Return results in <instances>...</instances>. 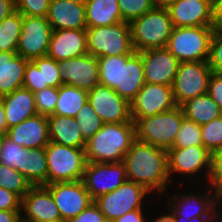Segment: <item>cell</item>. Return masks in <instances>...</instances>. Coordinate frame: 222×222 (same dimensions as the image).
Here are the masks:
<instances>
[{"mask_svg":"<svg viewBox=\"0 0 222 222\" xmlns=\"http://www.w3.org/2000/svg\"><path fill=\"white\" fill-rule=\"evenodd\" d=\"M127 180L144 186L153 195L166 194L171 179L168 152L135 139L122 161Z\"/></svg>","mask_w":222,"mask_h":222,"instance_id":"1","label":"cell"},{"mask_svg":"<svg viewBox=\"0 0 222 222\" xmlns=\"http://www.w3.org/2000/svg\"><path fill=\"white\" fill-rule=\"evenodd\" d=\"M100 84L115 90L129 103L145 85L142 56H102L98 58Z\"/></svg>","mask_w":222,"mask_h":222,"instance_id":"2","label":"cell"},{"mask_svg":"<svg viewBox=\"0 0 222 222\" xmlns=\"http://www.w3.org/2000/svg\"><path fill=\"white\" fill-rule=\"evenodd\" d=\"M135 139L134 122L104 123L86 142L87 162H122Z\"/></svg>","mask_w":222,"mask_h":222,"instance_id":"3","label":"cell"},{"mask_svg":"<svg viewBox=\"0 0 222 222\" xmlns=\"http://www.w3.org/2000/svg\"><path fill=\"white\" fill-rule=\"evenodd\" d=\"M172 29L173 24L167 8L154 7L130 22L134 51L166 47Z\"/></svg>","mask_w":222,"mask_h":222,"instance_id":"4","label":"cell"},{"mask_svg":"<svg viewBox=\"0 0 222 222\" xmlns=\"http://www.w3.org/2000/svg\"><path fill=\"white\" fill-rule=\"evenodd\" d=\"M184 113L181 106L145 118H131L135 123L136 139L154 147L169 150L173 148L175 137Z\"/></svg>","mask_w":222,"mask_h":222,"instance_id":"5","label":"cell"},{"mask_svg":"<svg viewBox=\"0 0 222 222\" xmlns=\"http://www.w3.org/2000/svg\"><path fill=\"white\" fill-rule=\"evenodd\" d=\"M86 42L88 54L97 58L135 53L130 23L125 21L109 26L87 27Z\"/></svg>","mask_w":222,"mask_h":222,"instance_id":"6","label":"cell"},{"mask_svg":"<svg viewBox=\"0 0 222 222\" xmlns=\"http://www.w3.org/2000/svg\"><path fill=\"white\" fill-rule=\"evenodd\" d=\"M215 26L173 27L166 48L180 62L208 61Z\"/></svg>","mask_w":222,"mask_h":222,"instance_id":"7","label":"cell"},{"mask_svg":"<svg viewBox=\"0 0 222 222\" xmlns=\"http://www.w3.org/2000/svg\"><path fill=\"white\" fill-rule=\"evenodd\" d=\"M47 184L82 180L87 165L85 148L49 142L45 147Z\"/></svg>","mask_w":222,"mask_h":222,"instance_id":"8","label":"cell"},{"mask_svg":"<svg viewBox=\"0 0 222 222\" xmlns=\"http://www.w3.org/2000/svg\"><path fill=\"white\" fill-rule=\"evenodd\" d=\"M203 193L177 192L175 195H168L166 207L168 214L172 219H191L198 216H222V198L213 190V188L205 184L203 185ZM206 188V189H205ZM182 195H181V194ZM212 194V195H211Z\"/></svg>","mask_w":222,"mask_h":222,"instance_id":"9","label":"cell"},{"mask_svg":"<svg viewBox=\"0 0 222 222\" xmlns=\"http://www.w3.org/2000/svg\"><path fill=\"white\" fill-rule=\"evenodd\" d=\"M148 194L152 195L144 186L126 180L116 190L94 199V203L109 222L128 212L144 209Z\"/></svg>","mask_w":222,"mask_h":222,"instance_id":"10","label":"cell"},{"mask_svg":"<svg viewBox=\"0 0 222 222\" xmlns=\"http://www.w3.org/2000/svg\"><path fill=\"white\" fill-rule=\"evenodd\" d=\"M167 152L169 175L172 183L174 181L173 176L177 174L184 179L186 176L188 179L195 178L194 180H196V177H199V181H201L200 178H203L202 181H204V183H200V185L207 184L211 171V153L203 145L186 148H170Z\"/></svg>","mask_w":222,"mask_h":222,"instance_id":"11","label":"cell"},{"mask_svg":"<svg viewBox=\"0 0 222 222\" xmlns=\"http://www.w3.org/2000/svg\"><path fill=\"white\" fill-rule=\"evenodd\" d=\"M212 73L208 61L180 62L172 85L176 104L207 93Z\"/></svg>","mask_w":222,"mask_h":222,"instance_id":"12","label":"cell"},{"mask_svg":"<svg viewBox=\"0 0 222 222\" xmlns=\"http://www.w3.org/2000/svg\"><path fill=\"white\" fill-rule=\"evenodd\" d=\"M52 31L46 17L22 15V31L16 53L28 61L46 56Z\"/></svg>","mask_w":222,"mask_h":222,"instance_id":"13","label":"cell"},{"mask_svg":"<svg viewBox=\"0 0 222 222\" xmlns=\"http://www.w3.org/2000/svg\"><path fill=\"white\" fill-rule=\"evenodd\" d=\"M126 180L127 176L123 162H87L82 178V182L93 200L116 190Z\"/></svg>","mask_w":222,"mask_h":222,"instance_id":"14","label":"cell"},{"mask_svg":"<svg viewBox=\"0 0 222 222\" xmlns=\"http://www.w3.org/2000/svg\"><path fill=\"white\" fill-rule=\"evenodd\" d=\"M45 187L51 192L63 222L78 216L94 202L82 180L55 182Z\"/></svg>","mask_w":222,"mask_h":222,"instance_id":"15","label":"cell"},{"mask_svg":"<svg viewBox=\"0 0 222 222\" xmlns=\"http://www.w3.org/2000/svg\"><path fill=\"white\" fill-rule=\"evenodd\" d=\"M178 106L172 86L145 83L136 97L130 102L131 118H145Z\"/></svg>","mask_w":222,"mask_h":222,"instance_id":"16","label":"cell"},{"mask_svg":"<svg viewBox=\"0 0 222 222\" xmlns=\"http://www.w3.org/2000/svg\"><path fill=\"white\" fill-rule=\"evenodd\" d=\"M88 101L103 123L133 122L130 103L108 86H94L88 92Z\"/></svg>","mask_w":222,"mask_h":222,"instance_id":"17","label":"cell"},{"mask_svg":"<svg viewBox=\"0 0 222 222\" xmlns=\"http://www.w3.org/2000/svg\"><path fill=\"white\" fill-rule=\"evenodd\" d=\"M60 79L63 84L89 92L100 84L98 58L90 54L59 62Z\"/></svg>","mask_w":222,"mask_h":222,"instance_id":"18","label":"cell"},{"mask_svg":"<svg viewBox=\"0 0 222 222\" xmlns=\"http://www.w3.org/2000/svg\"><path fill=\"white\" fill-rule=\"evenodd\" d=\"M21 221L63 222L53 196L45 186H32L21 199Z\"/></svg>","mask_w":222,"mask_h":222,"instance_id":"19","label":"cell"},{"mask_svg":"<svg viewBox=\"0 0 222 222\" xmlns=\"http://www.w3.org/2000/svg\"><path fill=\"white\" fill-rule=\"evenodd\" d=\"M139 53L142 56L145 83L173 85L180 61L166 47Z\"/></svg>","mask_w":222,"mask_h":222,"instance_id":"20","label":"cell"},{"mask_svg":"<svg viewBox=\"0 0 222 222\" xmlns=\"http://www.w3.org/2000/svg\"><path fill=\"white\" fill-rule=\"evenodd\" d=\"M167 10L173 27L215 26L213 7L207 0H176Z\"/></svg>","mask_w":222,"mask_h":222,"instance_id":"21","label":"cell"},{"mask_svg":"<svg viewBox=\"0 0 222 222\" xmlns=\"http://www.w3.org/2000/svg\"><path fill=\"white\" fill-rule=\"evenodd\" d=\"M6 136L28 149L46 147L50 142L47 116L36 114L29 117L9 127Z\"/></svg>","mask_w":222,"mask_h":222,"instance_id":"22","label":"cell"},{"mask_svg":"<svg viewBox=\"0 0 222 222\" xmlns=\"http://www.w3.org/2000/svg\"><path fill=\"white\" fill-rule=\"evenodd\" d=\"M87 53L86 29L52 31L47 56L60 62Z\"/></svg>","mask_w":222,"mask_h":222,"instance_id":"23","label":"cell"},{"mask_svg":"<svg viewBox=\"0 0 222 222\" xmlns=\"http://www.w3.org/2000/svg\"><path fill=\"white\" fill-rule=\"evenodd\" d=\"M46 18L52 30L87 28L84 4L66 0H51Z\"/></svg>","mask_w":222,"mask_h":222,"instance_id":"24","label":"cell"},{"mask_svg":"<svg viewBox=\"0 0 222 222\" xmlns=\"http://www.w3.org/2000/svg\"><path fill=\"white\" fill-rule=\"evenodd\" d=\"M1 98L8 128L38 114L35 95L29 89L21 87Z\"/></svg>","mask_w":222,"mask_h":222,"instance_id":"25","label":"cell"},{"mask_svg":"<svg viewBox=\"0 0 222 222\" xmlns=\"http://www.w3.org/2000/svg\"><path fill=\"white\" fill-rule=\"evenodd\" d=\"M28 62L16 52L0 51V98L23 86Z\"/></svg>","mask_w":222,"mask_h":222,"instance_id":"26","label":"cell"},{"mask_svg":"<svg viewBox=\"0 0 222 222\" xmlns=\"http://www.w3.org/2000/svg\"><path fill=\"white\" fill-rule=\"evenodd\" d=\"M47 120L50 142L74 148H85L86 141L81 135L76 118L48 115Z\"/></svg>","mask_w":222,"mask_h":222,"instance_id":"27","label":"cell"},{"mask_svg":"<svg viewBox=\"0 0 222 222\" xmlns=\"http://www.w3.org/2000/svg\"><path fill=\"white\" fill-rule=\"evenodd\" d=\"M85 10L87 27L109 26L123 21L117 0H88Z\"/></svg>","mask_w":222,"mask_h":222,"instance_id":"28","label":"cell"},{"mask_svg":"<svg viewBox=\"0 0 222 222\" xmlns=\"http://www.w3.org/2000/svg\"><path fill=\"white\" fill-rule=\"evenodd\" d=\"M180 106L183 110L184 117L194 121L200 126L222 115L218 104L208 93L188 99Z\"/></svg>","mask_w":222,"mask_h":222,"instance_id":"29","label":"cell"},{"mask_svg":"<svg viewBox=\"0 0 222 222\" xmlns=\"http://www.w3.org/2000/svg\"><path fill=\"white\" fill-rule=\"evenodd\" d=\"M21 174L32 186L47 185V158L45 147H23Z\"/></svg>","mask_w":222,"mask_h":222,"instance_id":"30","label":"cell"},{"mask_svg":"<svg viewBox=\"0 0 222 222\" xmlns=\"http://www.w3.org/2000/svg\"><path fill=\"white\" fill-rule=\"evenodd\" d=\"M88 101V92L77 87H58V101L51 115L76 117L79 109Z\"/></svg>","mask_w":222,"mask_h":222,"instance_id":"31","label":"cell"},{"mask_svg":"<svg viewBox=\"0 0 222 222\" xmlns=\"http://www.w3.org/2000/svg\"><path fill=\"white\" fill-rule=\"evenodd\" d=\"M22 31V14L18 11L0 23V51L16 52Z\"/></svg>","mask_w":222,"mask_h":222,"instance_id":"32","label":"cell"},{"mask_svg":"<svg viewBox=\"0 0 222 222\" xmlns=\"http://www.w3.org/2000/svg\"><path fill=\"white\" fill-rule=\"evenodd\" d=\"M0 187L14 192L22 199L32 185L18 170L0 163Z\"/></svg>","mask_w":222,"mask_h":222,"instance_id":"33","label":"cell"},{"mask_svg":"<svg viewBox=\"0 0 222 222\" xmlns=\"http://www.w3.org/2000/svg\"><path fill=\"white\" fill-rule=\"evenodd\" d=\"M76 122L83 139L87 142L102 126L103 121L87 101L78 111Z\"/></svg>","mask_w":222,"mask_h":222,"instance_id":"34","label":"cell"},{"mask_svg":"<svg viewBox=\"0 0 222 222\" xmlns=\"http://www.w3.org/2000/svg\"><path fill=\"white\" fill-rule=\"evenodd\" d=\"M41 72L42 87L58 88L63 85L60 79V67L59 62L49 56H42L32 60Z\"/></svg>","mask_w":222,"mask_h":222,"instance_id":"35","label":"cell"},{"mask_svg":"<svg viewBox=\"0 0 222 222\" xmlns=\"http://www.w3.org/2000/svg\"><path fill=\"white\" fill-rule=\"evenodd\" d=\"M202 144L201 126L184 118L180 130L176 134L173 148H186Z\"/></svg>","mask_w":222,"mask_h":222,"instance_id":"36","label":"cell"},{"mask_svg":"<svg viewBox=\"0 0 222 222\" xmlns=\"http://www.w3.org/2000/svg\"><path fill=\"white\" fill-rule=\"evenodd\" d=\"M203 146L212 154L222 148V115L201 125Z\"/></svg>","mask_w":222,"mask_h":222,"instance_id":"37","label":"cell"},{"mask_svg":"<svg viewBox=\"0 0 222 222\" xmlns=\"http://www.w3.org/2000/svg\"><path fill=\"white\" fill-rule=\"evenodd\" d=\"M22 160L23 147L5 135L0 146V163L15 168L21 173Z\"/></svg>","mask_w":222,"mask_h":222,"instance_id":"38","label":"cell"},{"mask_svg":"<svg viewBox=\"0 0 222 222\" xmlns=\"http://www.w3.org/2000/svg\"><path fill=\"white\" fill-rule=\"evenodd\" d=\"M117 2L122 20L129 23L155 7L152 0H117Z\"/></svg>","mask_w":222,"mask_h":222,"instance_id":"39","label":"cell"},{"mask_svg":"<svg viewBox=\"0 0 222 222\" xmlns=\"http://www.w3.org/2000/svg\"><path fill=\"white\" fill-rule=\"evenodd\" d=\"M35 105L38 114L51 115L58 101V88L47 87L35 92Z\"/></svg>","mask_w":222,"mask_h":222,"instance_id":"40","label":"cell"},{"mask_svg":"<svg viewBox=\"0 0 222 222\" xmlns=\"http://www.w3.org/2000/svg\"><path fill=\"white\" fill-rule=\"evenodd\" d=\"M208 64L213 73L222 74V27H216L211 37Z\"/></svg>","mask_w":222,"mask_h":222,"instance_id":"41","label":"cell"},{"mask_svg":"<svg viewBox=\"0 0 222 222\" xmlns=\"http://www.w3.org/2000/svg\"><path fill=\"white\" fill-rule=\"evenodd\" d=\"M51 0H15L16 11L24 16L46 17Z\"/></svg>","mask_w":222,"mask_h":222,"instance_id":"42","label":"cell"},{"mask_svg":"<svg viewBox=\"0 0 222 222\" xmlns=\"http://www.w3.org/2000/svg\"><path fill=\"white\" fill-rule=\"evenodd\" d=\"M207 184L222 198V148L211 154V171Z\"/></svg>","mask_w":222,"mask_h":222,"instance_id":"43","label":"cell"},{"mask_svg":"<svg viewBox=\"0 0 222 222\" xmlns=\"http://www.w3.org/2000/svg\"><path fill=\"white\" fill-rule=\"evenodd\" d=\"M22 87L29 89L32 93L43 90L41 72L32 61L27 63Z\"/></svg>","mask_w":222,"mask_h":222,"instance_id":"44","label":"cell"},{"mask_svg":"<svg viewBox=\"0 0 222 222\" xmlns=\"http://www.w3.org/2000/svg\"><path fill=\"white\" fill-rule=\"evenodd\" d=\"M0 210L21 211V198L14 192L0 187Z\"/></svg>","mask_w":222,"mask_h":222,"instance_id":"45","label":"cell"},{"mask_svg":"<svg viewBox=\"0 0 222 222\" xmlns=\"http://www.w3.org/2000/svg\"><path fill=\"white\" fill-rule=\"evenodd\" d=\"M68 222H108L101 213L98 206L93 202L78 216L70 219Z\"/></svg>","mask_w":222,"mask_h":222,"instance_id":"46","label":"cell"},{"mask_svg":"<svg viewBox=\"0 0 222 222\" xmlns=\"http://www.w3.org/2000/svg\"><path fill=\"white\" fill-rule=\"evenodd\" d=\"M207 93L218 104L222 111V74H211Z\"/></svg>","mask_w":222,"mask_h":222,"instance_id":"47","label":"cell"},{"mask_svg":"<svg viewBox=\"0 0 222 222\" xmlns=\"http://www.w3.org/2000/svg\"><path fill=\"white\" fill-rule=\"evenodd\" d=\"M144 213H146V210L145 211H143V209L134 210L126 213L122 217L111 220L109 222H149L150 219L147 218L148 216L144 215Z\"/></svg>","mask_w":222,"mask_h":222,"instance_id":"48","label":"cell"},{"mask_svg":"<svg viewBox=\"0 0 222 222\" xmlns=\"http://www.w3.org/2000/svg\"><path fill=\"white\" fill-rule=\"evenodd\" d=\"M16 11L15 0H0V23Z\"/></svg>","mask_w":222,"mask_h":222,"instance_id":"49","label":"cell"},{"mask_svg":"<svg viewBox=\"0 0 222 222\" xmlns=\"http://www.w3.org/2000/svg\"><path fill=\"white\" fill-rule=\"evenodd\" d=\"M0 222H21V211L0 210Z\"/></svg>","mask_w":222,"mask_h":222,"instance_id":"50","label":"cell"},{"mask_svg":"<svg viewBox=\"0 0 222 222\" xmlns=\"http://www.w3.org/2000/svg\"><path fill=\"white\" fill-rule=\"evenodd\" d=\"M174 222H222V216H198L191 219H173Z\"/></svg>","mask_w":222,"mask_h":222,"instance_id":"51","label":"cell"},{"mask_svg":"<svg viewBox=\"0 0 222 222\" xmlns=\"http://www.w3.org/2000/svg\"><path fill=\"white\" fill-rule=\"evenodd\" d=\"M213 16L216 27H222V0L213 7Z\"/></svg>","mask_w":222,"mask_h":222,"instance_id":"52","label":"cell"},{"mask_svg":"<svg viewBox=\"0 0 222 222\" xmlns=\"http://www.w3.org/2000/svg\"><path fill=\"white\" fill-rule=\"evenodd\" d=\"M8 127L5 119V111L3 107L2 98H0V133L6 135Z\"/></svg>","mask_w":222,"mask_h":222,"instance_id":"53","label":"cell"},{"mask_svg":"<svg viewBox=\"0 0 222 222\" xmlns=\"http://www.w3.org/2000/svg\"><path fill=\"white\" fill-rule=\"evenodd\" d=\"M161 214H163V215H160L159 213H158V217H156L154 220L153 219H150V221L149 222H174V220L172 219V217L169 215V214H167V213H165V211L163 212V213H161Z\"/></svg>","mask_w":222,"mask_h":222,"instance_id":"54","label":"cell"},{"mask_svg":"<svg viewBox=\"0 0 222 222\" xmlns=\"http://www.w3.org/2000/svg\"><path fill=\"white\" fill-rule=\"evenodd\" d=\"M176 0H152L155 7L168 8Z\"/></svg>","mask_w":222,"mask_h":222,"instance_id":"55","label":"cell"},{"mask_svg":"<svg viewBox=\"0 0 222 222\" xmlns=\"http://www.w3.org/2000/svg\"><path fill=\"white\" fill-rule=\"evenodd\" d=\"M66 1H71V2H75V3H79V4H86L88 0H66Z\"/></svg>","mask_w":222,"mask_h":222,"instance_id":"56","label":"cell"},{"mask_svg":"<svg viewBox=\"0 0 222 222\" xmlns=\"http://www.w3.org/2000/svg\"><path fill=\"white\" fill-rule=\"evenodd\" d=\"M209 4L214 7L216 4H218L221 0H207Z\"/></svg>","mask_w":222,"mask_h":222,"instance_id":"57","label":"cell"},{"mask_svg":"<svg viewBox=\"0 0 222 222\" xmlns=\"http://www.w3.org/2000/svg\"><path fill=\"white\" fill-rule=\"evenodd\" d=\"M4 136H5L4 134L0 133V146H1V142H2V139H3Z\"/></svg>","mask_w":222,"mask_h":222,"instance_id":"58","label":"cell"}]
</instances>
